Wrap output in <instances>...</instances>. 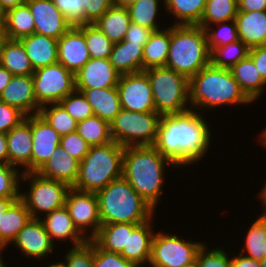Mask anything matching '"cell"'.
<instances>
[{
	"mask_svg": "<svg viewBox=\"0 0 266 267\" xmlns=\"http://www.w3.org/2000/svg\"><path fill=\"white\" fill-rule=\"evenodd\" d=\"M194 110L163 115L160 119L153 146L177 167L202 160L209 150L210 127L202 112Z\"/></svg>",
	"mask_w": 266,
	"mask_h": 267,
	"instance_id": "1",
	"label": "cell"
},
{
	"mask_svg": "<svg viewBox=\"0 0 266 267\" xmlns=\"http://www.w3.org/2000/svg\"><path fill=\"white\" fill-rule=\"evenodd\" d=\"M177 167L153 145L128 146L124 149L122 177L153 209L163 194L165 165Z\"/></svg>",
	"mask_w": 266,
	"mask_h": 267,
	"instance_id": "2",
	"label": "cell"
},
{
	"mask_svg": "<svg viewBox=\"0 0 266 267\" xmlns=\"http://www.w3.org/2000/svg\"><path fill=\"white\" fill-rule=\"evenodd\" d=\"M190 109L217 108L253 101L244 93L230 69L216 67L209 63L189 79Z\"/></svg>",
	"mask_w": 266,
	"mask_h": 267,
	"instance_id": "3",
	"label": "cell"
},
{
	"mask_svg": "<svg viewBox=\"0 0 266 267\" xmlns=\"http://www.w3.org/2000/svg\"><path fill=\"white\" fill-rule=\"evenodd\" d=\"M102 224H142L154 216V209L130 186L123 177L111 181L96 192Z\"/></svg>",
	"mask_w": 266,
	"mask_h": 267,
	"instance_id": "4",
	"label": "cell"
},
{
	"mask_svg": "<svg viewBox=\"0 0 266 267\" xmlns=\"http://www.w3.org/2000/svg\"><path fill=\"white\" fill-rule=\"evenodd\" d=\"M210 63L205 30L198 25H171L169 54L165 67L188 79Z\"/></svg>",
	"mask_w": 266,
	"mask_h": 267,
	"instance_id": "5",
	"label": "cell"
},
{
	"mask_svg": "<svg viewBox=\"0 0 266 267\" xmlns=\"http://www.w3.org/2000/svg\"><path fill=\"white\" fill-rule=\"evenodd\" d=\"M124 149L115 141L90 147L88 154L80 162L73 188L96 193L111 181L121 178Z\"/></svg>",
	"mask_w": 266,
	"mask_h": 267,
	"instance_id": "6",
	"label": "cell"
},
{
	"mask_svg": "<svg viewBox=\"0 0 266 267\" xmlns=\"http://www.w3.org/2000/svg\"><path fill=\"white\" fill-rule=\"evenodd\" d=\"M147 74L156 113L163 115L179 114L190 110L189 79L167 67L144 70Z\"/></svg>",
	"mask_w": 266,
	"mask_h": 267,
	"instance_id": "7",
	"label": "cell"
},
{
	"mask_svg": "<svg viewBox=\"0 0 266 267\" xmlns=\"http://www.w3.org/2000/svg\"><path fill=\"white\" fill-rule=\"evenodd\" d=\"M161 115L121 109L110 123L113 141L123 147L153 145Z\"/></svg>",
	"mask_w": 266,
	"mask_h": 267,
	"instance_id": "8",
	"label": "cell"
},
{
	"mask_svg": "<svg viewBox=\"0 0 266 267\" xmlns=\"http://www.w3.org/2000/svg\"><path fill=\"white\" fill-rule=\"evenodd\" d=\"M21 179L24 182L31 181L29 192L20 194V199L30 212L31 218L40 219L37 214H48L65 206L66 195L71 188L68 184L44 178L37 172L23 173Z\"/></svg>",
	"mask_w": 266,
	"mask_h": 267,
	"instance_id": "9",
	"label": "cell"
},
{
	"mask_svg": "<svg viewBox=\"0 0 266 267\" xmlns=\"http://www.w3.org/2000/svg\"><path fill=\"white\" fill-rule=\"evenodd\" d=\"M34 93L39 108L59 103L75 88V74L59 62L36 69L32 74Z\"/></svg>",
	"mask_w": 266,
	"mask_h": 267,
	"instance_id": "10",
	"label": "cell"
},
{
	"mask_svg": "<svg viewBox=\"0 0 266 267\" xmlns=\"http://www.w3.org/2000/svg\"><path fill=\"white\" fill-rule=\"evenodd\" d=\"M203 242L186 241L175 234L154 233L149 264L154 267H182L194 261Z\"/></svg>",
	"mask_w": 266,
	"mask_h": 267,
	"instance_id": "11",
	"label": "cell"
},
{
	"mask_svg": "<svg viewBox=\"0 0 266 267\" xmlns=\"http://www.w3.org/2000/svg\"><path fill=\"white\" fill-rule=\"evenodd\" d=\"M65 207L77 230L91 240L102 225L96 193L79 191L71 187L66 195ZM86 228L91 229V234H87Z\"/></svg>",
	"mask_w": 266,
	"mask_h": 267,
	"instance_id": "12",
	"label": "cell"
},
{
	"mask_svg": "<svg viewBox=\"0 0 266 267\" xmlns=\"http://www.w3.org/2000/svg\"><path fill=\"white\" fill-rule=\"evenodd\" d=\"M121 108L136 112H156L153 92L147 74H121L117 84Z\"/></svg>",
	"mask_w": 266,
	"mask_h": 267,
	"instance_id": "13",
	"label": "cell"
},
{
	"mask_svg": "<svg viewBox=\"0 0 266 267\" xmlns=\"http://www.w3.org/2000/svg\"><path fill=\"white\" fill-rule=\"evenodd\" d=\"M31 172H37L60 145L59 135L39 114L31 115Z\"/></svg>",
	"mask_w": 266,
	"mask_h": 267,
	"instance_id": "14",
	"label": "cell"
},
{
	"mask_svg": "<svg viewBox=\"0 0 266 267\" xmlns=\"http://www.w3.org/2000/svg\"><path fill=\"white\" fill-rule=\"evenodd\" d=\"M35 22V33L59 39L72 25L51 0H26Z\"/></svg>",
	"mask_w": 266,
	"mask_h": 267,
	"instance_id": "15",
	"label": "cell"
},
{
	"mask_svg": "<svg viewBox=\"0 0 266 267\" xmlns=\"http://www.w3.org/2000/svg\"><path fill=\"white\" fill-rule=\"evenodd\" d=\"M58 62L74 74L90 59L84 25L72 26L58 39Z\"/></svg>",
	"mask_w": 266,
	"mask_h": 267,
	"instance_id": "16",
	"label": "cell"
},
{
	"mask_svg": "<svg viewBox=\"0 0 266 267\" xmlns=\"http://www.w3.org/2000/svg\"><path fill=\"white\" fill-rule=\"evenodd\" d=\"M120 73L111 64L109 58H90L75 73L76 89L112 88L116 87Z\"/></svg>",
	"mask_w": 266,
	"mask_h": 267,
	"instance_id": "17",
	"label": "cell"
},
{
	"mask_svg": "<svg viewBox=\"0 0 266 267\" xmlns=\"http://www.w3.org/2000/svg\"><path fill=\"white\" fill-rule=\"evenodd\" d=\"M11 244L19 248L26 258H45L54 250L49 234L40 219H31L16 235Z\"/></svg>",
	"mask_w": 266,
	"mask_h": 267,
	"instance_id": "18",
	"label": "cell"
},
{
	"mask_svg": "<svg viewBox=\"0 0 266 267\" xmlns=\"http://www.w3.org/2000/svg\"><path fill=\"white\" fill-rule=\"evenodd\" d=\"M0 100L9 106L17 108L26 116L39 113L40 108L37 105L34 93L32 75L13 76L3 89Z\"/></svg>",
	"mask_w": 266,
	"mask_h": 267,
	"instance_id": "19",
	"label": "cell"
},
{
	"mask_svg": "<svg viewBox=\"0 0 266 267\" xmlns=\"http://www.w3.org/2000/svg\"><path fill=\"white\" fill-rule=\"evenodd\" d=\"M8 145V164L22 166L23 173L31 172L32 134L31 116H26L19 125L6 133Z\"/></svg>",
	"mask_w": 266,
	"mask_h": 267,
	"instance_id": "20",
	"label": "cell"
},
{
	"mask_svg": "<svg viewBox=\"0 0 266 267\" xmlns=\"http://www.w3.org/2000/svg\"><path fill=\"white\" fill-rule=\"evenodd\" d=\"M79 165L80 162L59 145L37 173L44 178L62 181L73 187L77 181Z\"/></svg>",
	"mask_w": 266,
	"mask_h": 267,
	"instance_id": "21",
	"label": "cell"
},
{
	"mask_svg": "<svg viewBox=\"0 0 266 267\" xmlns=\"http://www.w3.org/2000/svg\"><path fill=\"white\" fill-rule=\"evenodd\" d=\"M19 41L22 43L34 71L58 62L57 39L33 33Z\"/></svg>",
	"mask_w": 266,
	"mask_h": 267,
	"instance_id": "22",
	"label": "cell"
},
{
	"mask_svg": "<svg viewBox=\"0 0 266 267\" xmlns=\"http://www.w3.org/2000/svg\"><path fill=\"white\" fill-rule=\"evenodd\" d=\"M45 215V219L40 218V220L52 242L57 239L62 241L70 239L74 247L82 245L88 240L74 226L68 209L65 206Z\"/></svg>",
	"mask_w": 266,
	"mask_h": 267,
	"instance_id": "23",
	"label": "cell"
},
{
	"mask_svg": "<svg viewBox=\"0 0 266 267\" xmlns=\"http://www.w3.org/2000/svg\"><path fill=\"white\" fill-rule=\"evenodd\" d=\"M151 221L152 218L139 224L132 233H128L127 250L120 253L137 267L150 262L152 239L155 233L152 230Z\"/></svg>",
	"mask_w": 266,
	"mask_h": 267,
	"instance_id": "24",
	"label": "cell"
},
{
	"mask_svg": "<svg viewBox=\"0 0 266 267\" xmlns=\"http://www.w3.org/2000/svg\"><path fill=\"white\" fill-rule=\"evenodd\" d=\"M235 21L239 40L249 49L266 45V11L238 12Z\"/></svg>",
	"mask_w": 266,
	"mask_h": 267,
	"instance_id": "25",
	"label": "cell"
},
{
	"mask_svg": "<svg viewBox=\"0 0 266 267\" xmlns=\"http://www.w3.org/2000/svg\"><path fill=\"white\" fill-rule=\"evenodd\" d=\"M76 90L85 95L94 115L108 123H111L122 109L117 87Z\"/></svg>",
	"mask_w": 266,
	"mask_h": 267,
	"instance_id": "26",
	"label": "cell"
},
{
	"mask_svg": "<svg viewBox=\"0 0 266 267\" xmlns=\"http://www.w3.org/2000/svg\"><path fill=\"white\" fill-rule=\"evenodd\" d=\"M31 215L21 199L14 201L0 219V249L11 244L19 231L31 220Z\"/></svg>",
	"mask_w": 266,
	"mask_h": 267,
	"instance_id": "27",
	"label": "cell"
},
{
	"mask_svg": "<svg viewBox=\"0 0 266 267\" xmlns=\"http://www.w3.org/2000/svg\"><path fill=\"white\" fill-rule=\"evenodd\" d=\"M109 60L120 74L142 72L143 47L124 40L114 43Z\"/></svg>",
	"mask_w": 266,
	"mask_h": 267,
	"instance_id": "28",
	"label": "cell"
},
{
	"mask_svg": "<svg viewBox=\"0 0 266 267\" xmlns=\"http://www.w3.org/2000/svg\"><path fill=\"white\" fill-rule=\"evenodd\" d=\"M235 80L244 93L254 102L262 95L266 81L262 78L253 60L247 56L230 68ZM264 89V90H263Z\"/></svg>",
	"mask_w": 266,
	"mask_h": 267,
	"instance_id": "29",
	"label": "cell"
},
{
	"mask_svg": "<svg viewBox=\"0 0 266 267\" xmlns=\"http://www.w3.org/2000/svg\"><path fill=\"white\" fill-rule=\"evenodd\" d=\"M138 225L133 223L102 224L92 240L101 249L121 253L127 250L128 233H132Z\"/></svg>",
	"mask_w": 266,
	"mask_h": 267,
	"instance_id": "30",
	"label": "cell"
},
{
	"mask_svg": "<svg viewBox=\"0 0 266 267\" xmlns=\"http://www.w3.org/2000/svg\"><path fill=\"white\" fill-rule=\"evenodd\" d=\"M170 27L154 31L143 46L142 71L165 67L169 54Z\"/></svg>",
	"mask_w": 266,
	"mask_h": 267,
	"instance_id": "31",
	"label": "cell"
},
{
	"mask_svg": "<svg viewBox=\"0 0 266 267\" xmlns=\"http://www.w3.org/2000/svg\"><path fill=\"white\" fill-rule=\"evenodd\" d=\"M130 23L131 19L128 9L113 5L94 23V25L113 43H117L124 40Z\"/></svg>",
	"mask_w": 266,
	"mask_h": 267,
	"instance_id": "32",
	"label": "cell"
},
{
	"mask_svg": "<svg viewBox=\"0 0 266 267\" xmlns=\"http://www.w3.org/2000/svg\"><path fill=\"white\" fill-rule=\"evenodd\" d=\"M0 65L13 76L32 75L34 70L22 43L19 40H8L0 54Z\"/></svg>",
	"mask_w": 266,
	"mask_h": 267,
	"instance_id": "33",
	"label": "cell"
},
{
	"mask_svg": "<svg viewBox=\"0 0 266 267\" xmlns=\"http://www.w3.org/2000/svg\"><path fill=\"white\" fill-rule=\"evenodd\" d=\"M5 26L10 40H19L35 33L33 15L26 3L6 12Z\"/></svg>",
	"mask_w": 266,
	"mask_h": 267,
	"instance_id": "34",
	"label": "cell"
},
{
	"mask_svg": "<svg viewBox=\"0 0 266 267\" xmlns=\"http://www.w3.org/2000/svg\"><path fill=\"white\" fill-rule=\"evenodd\" d=\"M165 10L177 18L174 25H199L206 0H164Z\"/></svg>",
	"mask_w": 266,
	"mask_h": 267,
	"instance_id": "35",
	"label": "cell"
},
{
	"mask_svg": "<svg viewBox=\"0 0 266 267\" xmlns=\"http://www.w3.org/2000/svg\"><path fill=\"white\" fill-rule=\"evenodd\" d=\"M76 132L92 147L113 141L110 123L96 115L78 122Z\"/></svg>",
	"mask_w": 266,
	"mask_h": 267,
	"instance_id": "36",
	"label": "cell"
},
{
	"mask_svg": "<svg viewBox=\"0 0 266 267\" xmlns=\"http://www.w3.org/2000/svg\"><path fill=\"white\" fill-rule=\"evenodd\" d=\"M238 0H206V6L198 26L205 29L210 23L235 20Z\"/></svg>",
	"mask_w": 266,
	"mask_h": 267,
	"instance_id": "37",
	"label": "cell"
},
{
	"mask_svg": "<svg viewBox=\"0 0 266 267\" xmlns=\"http://www.w3.org/2000/svg\"><path fill=\"white\" fill-rule=\"evenodd\" d=\"M38 114L61 136L73 133L77 129L78 122L60 103L42 106Z\"/></svg>",
	"mask_w": 266,
	"mask_h": 267,
	"instance_id": "38",
	"label": "cell"
},
{
	"mask_svg": "<svg viewBox=\"0 0 266 267\" xmlns=\"http://www.w3.org/2000/svg\"><path fill=\"white\" fill-rule=\"evenodd\" d=\"M249 54V48L241 41L215 47L210 52V63L216 67L230 69Z\"/></svg>",
	"mask_w": 266,
	"mask_h": 267,
	"instance_id": "39",
	"label": "cell"
},
{
	"mask_svg": "<svg viewBox=\"0 0 266 267\" xmlns=\"http://www.w3.org/2000/svg\"><path fill=\"white\" fill-rule=\"evenodd\" d=\"M160 0H138L128 7L131 22L151 29L153 32L161 30L157 24ZM164 2V0H163Z\"/></svg>",
	"mask_w": 266,
	"mask_h": 267,
	"instance_id": "40",
	"label": "cell"
},
{
	"mask_svg": "<svg viewBox=\"0 0 266 267\" xmlns=\"http://www.w3.org/2000/svg\"><path fill=\"white\" fill-rule=\"evenodd\" d=\"M244 247L248 252L245 256L251 259L261 261L266 256V218L263 215L250 226Z\"/></svg>",
	"mask_w": 266,
	"mask_h": 267,
	"instance_id": "41",
	"label": "cell"
},
{
	"mask_svg": "<svg viewBox=\"0 0 266 267\" xmlns=\"http://www.w3.org/2000/svg\"><path fill=\"white\" fill-rule=\"evenodd\" d=\"M84 37L90 58L108 59L114 43L94 24H84Z\"/></svg>",
	"mask_w": 266,
	"mask_h": 267,
	"instance_id": "42",
	"label": "cell"
},
{
	"mask_svg": "<svg viewBox=\"0 0 266 267\" xmlns=\"http://www.w3.org/2000/svg\"><path fill=\"white\" fill-rule=\"evenodd\" d=\"M218 30H213L212 26H207L204 30L207 37V47L211 52L215 47L224 46L231 42L239 40L237 24L235 20L219 22Z\"/></svg>",
	"mask_w": 266,
	"mask_h": 267,
	"instance_id": "43",
	"label": "cell"
},
{
	"mask_svg": "<svg viewBox=\"0 0 266 267\" xmlns=\"http://www.w3.org/2000/svg\"><path fill=\"white\" fill-rule=\"evenodd\" d=\"M77 122L83 121L94 115L91 105L85 95L78 90H74L59 102Z\"/></svg>",
	"mask_w": 266,
	"mask_h": 267,
	"instance_id": "44",
	"label": "cell"
},
{
	"mask_svg": "<svg viewBox=\"0 0 266 267\" xmlns=\"http://www.w3.org/2000/svg\"><path fill=\"white\" fill-rule=\"evenodd\" d=\"M23 172L9 164H0V198H20L19 179Z\"/></svg>",
	"mask_w": 266,
	"mask_h": 267,
	"instance_id": "45",
	"label": "cell"
},
{
	"mask_svg": "<svg viewBox=\"0 0 266 267\" xmlns=\"http://www.w3.org/2000/svg\"><path fill=\"white\" fill-rule=\"evenodd\" d=\"M65 258L66 267H93V240L71 247Z\"/></svg>",
	"mask_w": 266,
	"mask_h": 267,
	"instance_id": "46",
	"label": "cell"
},
{
	"mask_svg": "<svg viewBox=\"0 0 266 267\" xmlns=\"http://www.w3.org/2000/svg\"><path fill=\"white\" fill-rule=\"evenodd\" d=\"M93 267H137L125 259L120 253L109 252L101 249L93 241Z\"/></svg>",
	"mask_w": 266,
	"mask_h": 267,
	"instance_id": "47",
	"label": "cell"
},
{
	"mask_svg": "<svg viewBox=\"0 0 266 267\" xmlns=\"http://www.w3.org/2000/svg\"><path fill=\"white\" fill-rule=\"evenodd\" d=\"M74 27L85 24L83 0H51Z\"/></svg>",
	"mask_w": 266,
	"mask_h": 267,
	"instance_id": "48",
	"label": "cell"
},
{
	"mask_svg": "<svg viewBox=\"0 0 266 267\" xmlns=\"http://www.w3.org/2000/svg\"><path fill=\"white\" fill-rule=\"evenodd\" d=\"M229 253H225L223 249L214 248L206 251V245L198 251L196 260L198 267H231V258Z\"/></svg>",
	"mask_w": 266,
	"mask_h": 267,
	"instance_id": "49",
	"label": "cell"
},
{
	"mask_svg": "<svg viewBox=\"0 0 266 267\" xmlns=\"http://www.w3.org/2000/svg\"><path fill=\"white\" fill-rule=\"evenodd\" d=\"M60 146L79 162L88 154L91 147L76 131L62 135Z\"/></svg>",
	"mask_w": 266,
	"mask_h": 267,
	"instance_id": "50",
	"label": "cell"
},
{
	"mask_svg": "<svg viewBox=\"0 0 266 267\" xmlns=\"http://www.w3.org/2000/svg\"><path fill=\"white\" fill-rule=\"evenodd\" d=\"M26 115L15 107L9 106L0 100V132L8 133L19 125Z\"/></svg>",
	"mask_w": 266,
	"mask_h": 267,
	"instance_id": "51",
	"label": "cell"
},
{
	"mask_svg": "<svg viewBox=\"0 0 266 267\" xmlns=\"http://www.w3.org/2000/svg\"><path fill=\"white\" fill-rule=\"evenodd\" d=\"M85 24H94L114 5V0H83Z\"/></svg>",
	"mask_w": 266,
	"mask_h": 267,
	"instance_id": "52",
	"label": "cell"
},
{
	"mask_svg": "<svg viewBox=\"0 0 266 267\" xmlns=\"http://www.w3.org/2000/svg\"><path fill=\"white\" fill-rule=\"evenodd\" d=\"M152 33L153 31L151 29L131 22L128 27V31L125 34L124 41L140 44L143 47L149 40V37Z\"/></svg>",
	"mask_w": 266,
	"mask_h": 267,
	"instance_id": "53",
	"label": "cell"
},
{
	"mask_svg": "<svg viewBox=\"0 0 266 267\" xmlns=\"http://www.w3.org/2000/svg\"><path fill=\"white\" fill-rule=\"evenodd\" d=\"M248 56L253 60L257 70L266 81V45L250 48Z\"/></svg>",
	"mask_w": 266,
	"mask_h": 267,
	"instance_id": "54",
	"label": "cell"
},
{
	"mask_svg": "<svg viewBox=\"0 0 266 267\" xmlns=\"http://www.w3.org/2000/svg\"><path fill=\"white\" fill-rule=\"evenodd\" d=\"M266 11V0H238V12Z\"/></svg>",
	"mask_w": 266,
	"mask_h": 267,
	"instance_id": "55",
	"label": "cell"
},
{
	"mask_svg": "<svg viewBox=\"0 0 266 267\" xmlns=\"http://www.w3.org/2000/svg\"><path fill=\"white\" fill-rule=\"evenodd\" d=\"M244 250L238 256L231 257V267H260V261L243 255Z\"/></svg>",
	"mask_w": 266,
	"mask_h": 267,
	"instance_id": "56",
	"label": "cell"
},
{
	"mask_svg": "<svg viewBox=\"0 0 266 267\" xmlns=\"http://www.w3.org/2000/svg\"><path fill=\"white\" fill-rule=\"evenodd\" d=\"M0 164H8V145L5 133L0 132Z\"/></svg>",
	"mask_w": 266,
	"mask_h": 267,
	"instance_id": "57",
	"label": "cell"
},
{
	"mask_svg": "<svg viewBox=\"0 0 266 267\" xmlns=\"http://www.w3.org/2000/svg\"><path fill=\"white\" fill-rule=\"evenodd\" d=\"M12 77L13 75L6 68L0 65V95Z\"/></svg>",
	"mask_w": 266,
	"mask_h": 267,
	"instance_id": "58",
	"label": "cell"
},
{
	"mask_svg": "<svg viewBox=\"0 0 266 267\" xmlns=\"http://www.w3.org/2000/svg\"><path fill=\"white\" fill-rule=\"evenodd\" d=\"M26 3V0H0V8L6 13L19 5Z\"/></svg>",
	"mask_w": 266,
	"mask_h": 267,
	"instance_id": "59",
	"label": "cell"
},
{
	"mask_svg": "<svg viewBox=\"0 0 266 267\" xmlns=\"http://www.w3.org/2000/svg\"><path fill=\"white\" fill-rule=\"evenodd\" d=\"M20 198H0V219L4 215V212L10 207V205Z\"/></svg>",
	"mask_w": 266,
	"mask_h": 267,
	"instance_id": "60",
	"label": "cell"
},
{
	"mask_svg": "<svg viewBox=\"0 0 266 267\" xmlns=\"http://www.w3.org/2000/svg\"><path fill=\"white\" fill-rule=\"evenodd\" d=\"M138 0H114V5L118 7L128 8Z\"/></svg>",
	"mask_w": 266,
	"mask_h": 267,
	"instance_id": "61",
	"label": "cell"
},
{
	"mask_svg": "<svg viewBox=\"0 0 266 267\" xmlns=\"http://www.w3.org/2000/svg\"><path fill=\"white\" fill-rule=\"evenodd\" d=\"M9 40L6 28H0V54L5 43Z\"/></svg>",
	"mask_w": 266,
	"mask_h": 267,
	"instance_id": "62",
	"label": "cell"
},
{
	"mask_svg": "<svg viewBox=\"0 0 266 267\" xmlns=\"http://www.w3.org/2000/svg\"><path fill=\"white\" fill-rule=\"evenodd\" d=\"M259 196H260L261 200L263 201V205L265 207L264 208L265 211H263L264 214H262V215L266 218V184H265L264 188L260 191Z\"/></svg>",
	"mask_w": 266,
	"mask_h": 267,
	"instance_id": "63",
	"label": "cell"
},
{
	"mask_svg": "<svg viewBox=\"0 0 266 267\" xmlns=\"http://www.w3.org/2000/svg\"><path fill=\"white\" fill-rule=\"evenodd\" d=\"M6 13L0 8V28H6L5 26V17Z\"/></svg>",
	"mask_w": 266,
	"mask_h": 267,
	"instance_id": "64",
	"label": "cell"
},
{
	"mask_svg": "<svg viewBox=\"0 0 266 267\" xmlns=\"http://www.w3.org/2000/svg\"><path fill=\"white\" fill-rule=\"evenodd\" d=\"M259 136L260 140L262 141H260V143H262L263 146L266 147V128L263 129L262 133Z\"/></svg>",
	"mask_w": 266,
	"mask_h": 267,
	"instance_id": "65",
	"label": "cell"
},
{
	"mask_svg": "<svg viewBox=\"0 0 266 267\" xmlns=\"http://www.w3.org/2000/svg\"><path fill=\"white\" fill-rule=\"evenodd\" d=\"M182 267H198L197 260L195 259L194 261H191Z\"/></svg>",
	"mask_w": 266,
	"mask_h": 267,
	"instance_id": "66",
	"label": "cell"
},
{
	"mask_svg": "<svg viewBox=\"0 0 266 267\" xmlns=\"http://www.w3.org/2000/svg\"><path fill=\"white\" fill-rule=\"evenodd\" d=\"M48 267H66V265L64 264V262H57L49 265Z\"/></svg>",
	"mask_w": 266,
	"mask_h": 267,
	"instance_id": "67",
	"label": "cell"
},
{
	"mask_svg": "<svg viewBox=\"0 0 266 267\" xmlns=\"http://www.w3.org/2000/svg\"><path fill=\"white\" fill-rule=\"evenodd\" d=\"M260 267H266V256L260 261Z\"/></svg>",
	"mask_w": 266,
	"mask_h": 267,
	"instance_id": "68",
	"label": "cell"
},
{
	"mask_svg": "<svg viewBox=\"0 0 266 267\" xmlns=\"http://www.w3.org/2000/svg\"><path fill=\"white\" fill-rule=\"evenodd\" d=\"M4 249H0V267H6L5 264L3 263V260H2V256H1V251H3Z\"/></svg>",
	"mask_w": 266,
	"mask_h": 267,
	"instance_id": "69",
	"label": "cell"
}]
</instances>
